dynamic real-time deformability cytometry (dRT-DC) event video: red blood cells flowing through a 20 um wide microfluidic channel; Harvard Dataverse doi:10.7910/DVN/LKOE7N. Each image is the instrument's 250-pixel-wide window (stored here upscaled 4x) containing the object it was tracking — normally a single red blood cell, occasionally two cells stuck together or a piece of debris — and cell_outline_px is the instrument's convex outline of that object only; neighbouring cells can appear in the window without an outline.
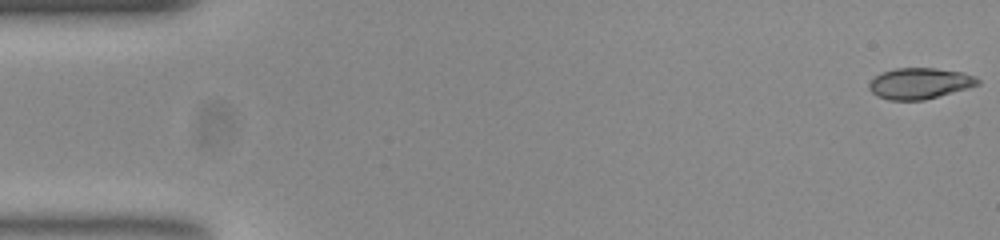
{"species": "common noctule bat (a hibernating species)", "species_latin": "Nyctalus noctula", "temperature_condition": "room temperature", "stored_images_in_passage": 16, "camera_frame_rate_fps": 3000, "um_per_image_px": 0.085, "animal": {"sex": "female", "body_mass_g": 23.0, "forearm_length_mm": 53.4}, "frame": {"image": 1, "passage_image": 1, "time_ms": 0.0, "image_size_px": [1000, 240], "cell_outline_px": [[980, 84], [968, 88], [924, 100], [888, 100], [872, 92], [868, 88], [868, 84], [880, 72], [896, 68], [932, 68], [964, 72], [980, 80]], "centroid_in_image_um": [78.17, 7.08], "position_along_channel_um": 6.8, "area_um2": 19.54}}
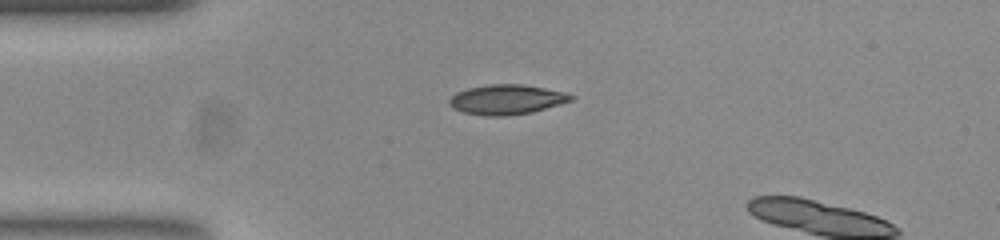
{"frame": {"image": 2, "passage_image": 13, "time_ms": 4.0, "image_size_px": [1000, 240], "cell_outline_px": [[576, 96], [572, 100], [560, 104], [532, 112], [504, 116], [484, 116], [464, 112], [452, 108], [448, 104], [448, 100], [456, 92], [468, 88], [488, 84], [524, 84], [564, 92]], "centroid_in_image_um": [43.04, 8.46], "position_along_channel_um": 42.0, "area_um2": 21.21}}